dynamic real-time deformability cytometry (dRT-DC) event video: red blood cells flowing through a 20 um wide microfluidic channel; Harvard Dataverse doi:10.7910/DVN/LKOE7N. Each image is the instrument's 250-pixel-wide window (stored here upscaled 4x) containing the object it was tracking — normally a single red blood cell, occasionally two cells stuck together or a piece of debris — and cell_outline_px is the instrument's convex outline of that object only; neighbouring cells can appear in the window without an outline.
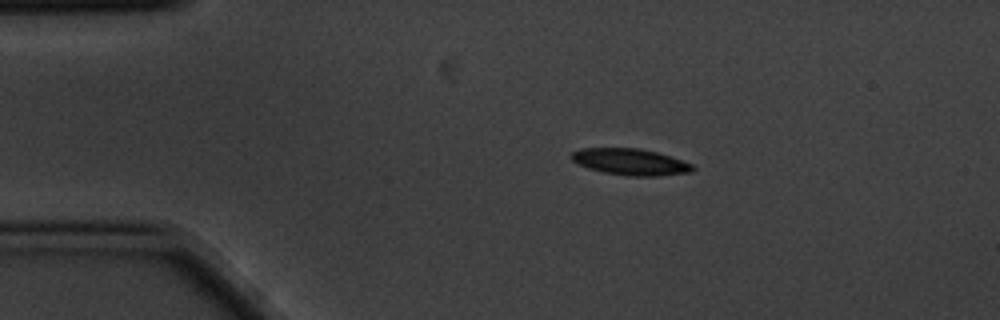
{"species": "common noctule bat (a hibernating species)", "species_latin": "Nyctalus noctula", "temperature_condition": "cold", "stored_images_in_passage": 8, "camera_frame_rate_fps": 3000, "um_per_image_px": 0.085, "animal": {"sex": "male", "body_mass_g": 20.1, "forearm_length_mm": 53.5}, "frame": {"image": 1, "passage_image": 2, "time_ms": 0.333, "image_size_px": [1000, 320], "cell_outline_px": [[696, 168], [692, 172], [660, 176], [628, 176], [604, 172], [588, 168], [572, 160], [568, 156], [572, 152], [580, 148], [640, 148], [656, 152], [692, 164]], "centroid_in_image_um": [53.57, 13.76], "position_along_channel_um": 31.4, "area_um2": 18.67}}
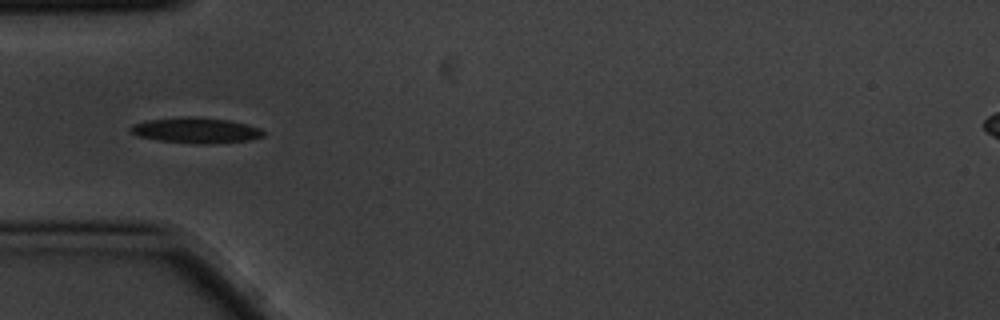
{"frame": {"image": 2, "passage_image": 4, "time_ms": 1.0, "image_size_px": [1000, 320], "cell_outline_px": [[264, 136], [252, 140], [208, 144], [196, 144], [160, 140], [140, 136], [128, 132], [128, 128], [132, 124], [144, 120], [180, 116], [228, 120], [260, 128], [264, 132]], "centroid_in_image_um": [16.61, 11.08], "position_along_channel_um": 68.4, "area_um2": 19.83}}